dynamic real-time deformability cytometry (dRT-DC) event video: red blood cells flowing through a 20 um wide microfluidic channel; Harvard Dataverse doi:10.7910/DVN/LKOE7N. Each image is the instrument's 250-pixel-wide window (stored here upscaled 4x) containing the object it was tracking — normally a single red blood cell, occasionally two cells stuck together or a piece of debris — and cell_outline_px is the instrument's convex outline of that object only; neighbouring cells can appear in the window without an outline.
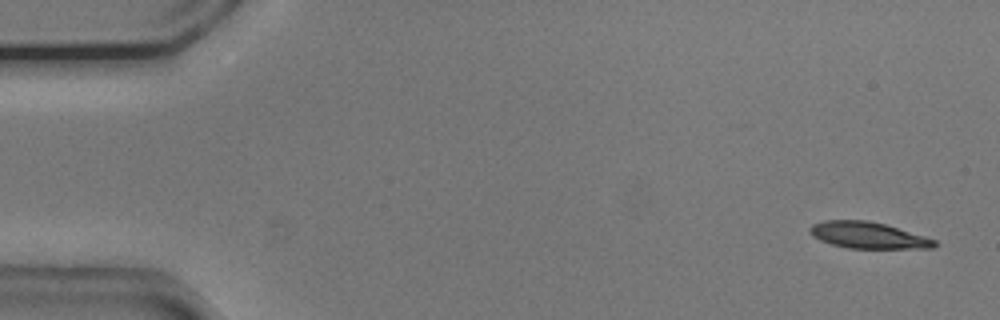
{"species": "common noctule bat (a hibernating species)", "species_latin": "Nyctalus noctula", "temperature_condition": "cold", "stored_images_in_passage": 10, "camera_frame_rate_fps": 3000, "um_per_image_px": 0.085, "animal": {"sex": "male", "body_mass_g": 20.5, "forearm_length_mm": 52.5}, "frame": {"image": 1, "passage_image": 1, "time_ms": 0.0, "image_size_px": [1000, 320], "cell_outline_px": [[936, 244], [932, 248], [848, 248], [832, 244], [820, 240], [812, 236], [812, 224], [824, 220], [868, 220], [884, 224], [924, 236], [936, 240]], "centroid_in_image_um": [73.78, 19.99], "position_along_channel_um": 11.2, "area_um2": 18.84}}